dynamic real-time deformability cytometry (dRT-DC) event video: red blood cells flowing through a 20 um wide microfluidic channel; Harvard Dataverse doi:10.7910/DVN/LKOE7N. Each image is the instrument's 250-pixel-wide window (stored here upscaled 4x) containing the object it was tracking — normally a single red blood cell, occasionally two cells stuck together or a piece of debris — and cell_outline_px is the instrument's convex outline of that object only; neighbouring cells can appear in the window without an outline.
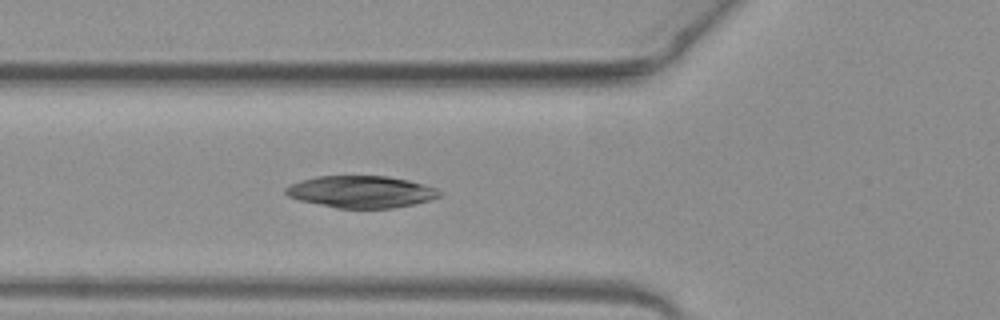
{"species": "common noctule bat (a hibernating species)", "species_latin": "Nyctalus noctula", "temperature_condition": "warm", "stored_images_in_passage": 18, "camera_frame_rate_fps": 3000, "um_per_image_px": 0.085, "animal": {"sex": "female", "body_mass_g": 19.3, "forearm_length_mm": 54.1}, "frame": {"image": 1, "passage_image": 8, "time_ms": 2.333, "image_size_px": [1000, 320], "cell_outline_px": [[440, 196], [428, 200], [412, 204], [392, 208], [336, 208], [300, 200], [288, 196], [284, 192], [284, 188], [300, 180], [316, 176], [388, 176], [408, 180], [424, 184], [436, 188], [440, 192]], "centroid_in_image_um": [30.67, 16.29], "position_along_channel_um": 95.1, "area_um2": 28.5}}
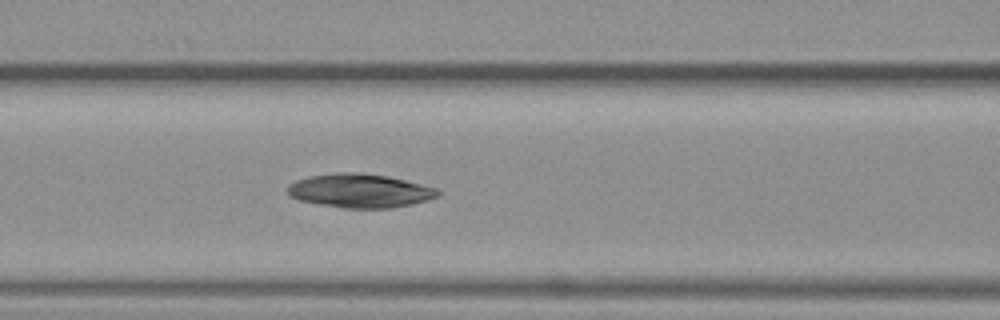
{"frame": {"image": 2, "passage_image": 11, "time_ms": 3.333, "image_size_px": [1000, 320], "cell_outline_px": [[440, 196], [428, 200], [412, 204], [392, 208], [344, 208], [316, 204], [300, 200], [288, 196], [288, 184], [296, 180], [308, 176], [336, 172], [360, 172], [388, 176], [436, 188], [440, 192]], "centroid_in_image_um": [30.57, 16.21], "position_along_channel_um": 136.0, "area_um2": 29.82}}